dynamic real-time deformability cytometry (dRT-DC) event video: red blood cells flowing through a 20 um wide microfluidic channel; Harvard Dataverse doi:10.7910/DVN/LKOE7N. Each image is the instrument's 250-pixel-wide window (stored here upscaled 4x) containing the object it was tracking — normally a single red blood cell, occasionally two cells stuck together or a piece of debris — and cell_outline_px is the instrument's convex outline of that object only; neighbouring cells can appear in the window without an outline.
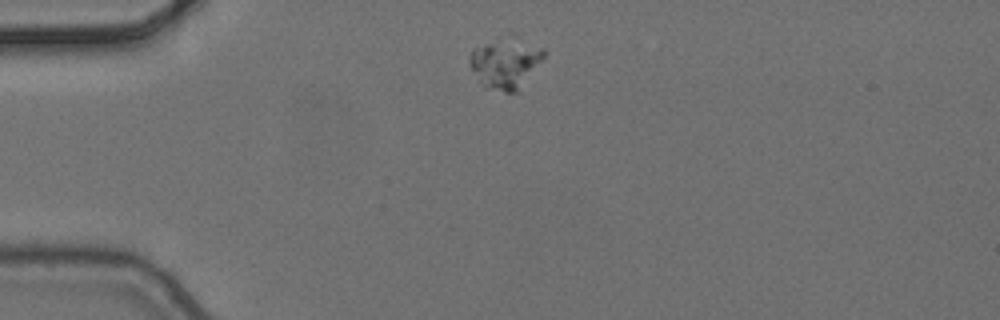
{"species": "common noctule bat (a hibernating species)", "species_latin": "Nyctalus noctula", "temperature_condition": "cold", "stored_images_in_passage": 3, "camera_frame_rate_fps": 3000, "um_per_image_px": 0.085, "animal": {"sex": "female", "body_mass_g": 24.6, "forearm_length_mm": 56.2}, "frame": {"image": 1, "passage_image": 1, "time_ms": 0.0, "image_size_px": [1000, 320], "cell_outline_px": [[544, 56], [516, 92], [504, 92], [484, 88], [468, 64], [468, 56], [472, 48], [484, 44], [492, 44], [544, 48]], "centroid_in_image_um": [42.82, 5.55], "position_along_channel_um": 42.2, "area_um2": 19.42}}
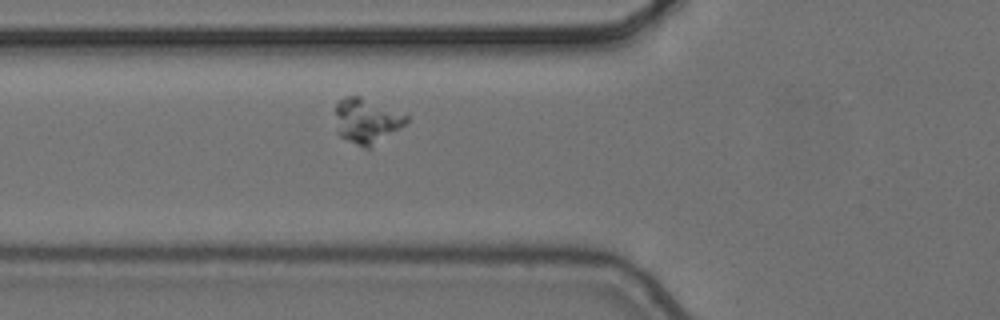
{"frame": {"image": 2, "passage_image": 3, "time_ms": 0.667, "image_size_px": [1000, 320], "cell_outline_px": [[408, 120], [400, 128], [372, 148], [364, 148], [340, 136], [336, 132], [336, 104], [344, 96], [360, 96], [408, 116]], "centroid_in_image_um": [31.14, 10.29], "position_along_channel_um": 94.7, "area_um2": 18.5}}